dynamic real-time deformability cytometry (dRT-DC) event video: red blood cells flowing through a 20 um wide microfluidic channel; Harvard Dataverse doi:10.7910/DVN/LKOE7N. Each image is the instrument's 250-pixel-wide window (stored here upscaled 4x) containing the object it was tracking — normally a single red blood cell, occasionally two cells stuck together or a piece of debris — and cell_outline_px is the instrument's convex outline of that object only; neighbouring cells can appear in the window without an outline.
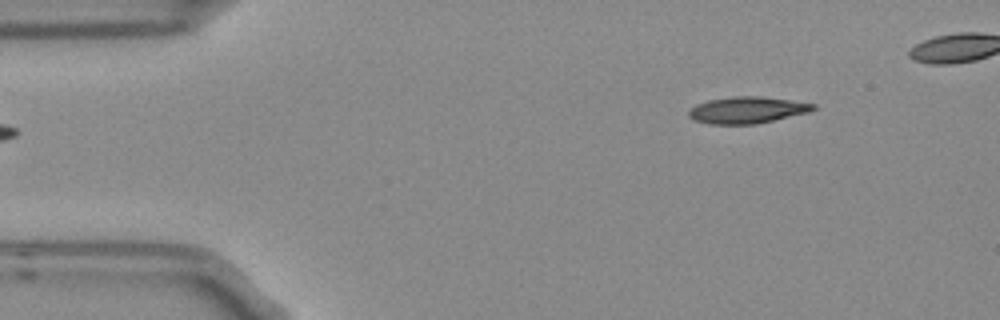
{"species": "Egyptian fruit bat (a non-hibernating species)", "species_latin": "Rousettus aegyptiacus", "temperature_condition": "room temperature", "stored_images_in_passage": 2, "camera_frame_rate_fps": 3000, "um_per_image_px": 0.085, "frame": {"image": 1, "passage_image": 2, "time_ms": 0.333, "image_size_px": [1000, 320], "cell_outline_px": [[816, 108], [808, 112], [756, 124], [712, 124], [696, 120], [688, 116], [688, 108], [696, 104], [708, 100], [732, 96], [760, 96], [816, 104]], "centroid_in_image_um": [63.46, 9.34], "position_along_channel_um": 21.5, "area_um2": 19.19}}